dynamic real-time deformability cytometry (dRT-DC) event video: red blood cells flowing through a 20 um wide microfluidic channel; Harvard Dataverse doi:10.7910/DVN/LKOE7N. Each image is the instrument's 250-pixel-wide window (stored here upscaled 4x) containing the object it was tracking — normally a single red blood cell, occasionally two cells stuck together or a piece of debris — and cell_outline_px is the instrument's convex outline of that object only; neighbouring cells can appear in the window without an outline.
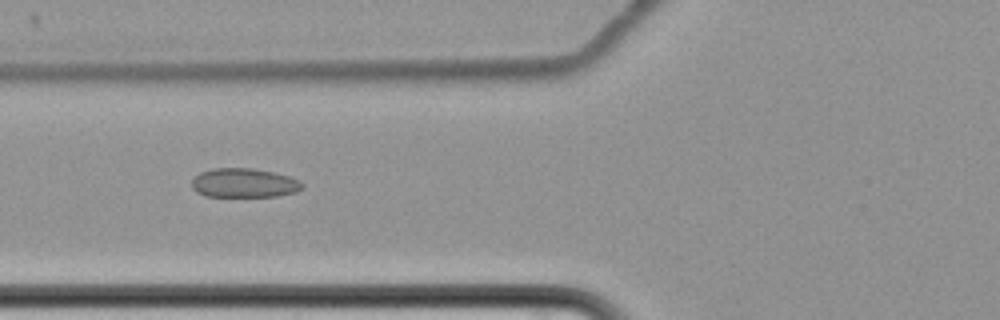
{"species": "common noctule bat (a hibernating species)", "species_latin": "Nyctalus noctula", "temperature_condition": "cold", "stored_images_in_passage": 3, "camera_frame_rate_fps": 3000, "um_per_image_px": 0.085, "animal": {"sex": "female", "body_mass_g": 22.7, "forearm_length_mm": 54.2}, "frame": {"image": 1, "passage_image": 2, "time_ms": 1.333, "image_size_px": [1000, 320], "cell_outline_px": [[304, 188], [296, 192], [276, 196], [204, 196], [196, 192], [192, 188], [192, 180], [200, 172], [212, 168], [252, 168], [272, 172], [288, 176], [300, 180], [304, 184]], "centroid_in_image_um": [20.75, 15.55], "position_along_channel_um": 105.0, "area_um2": 18.84}}
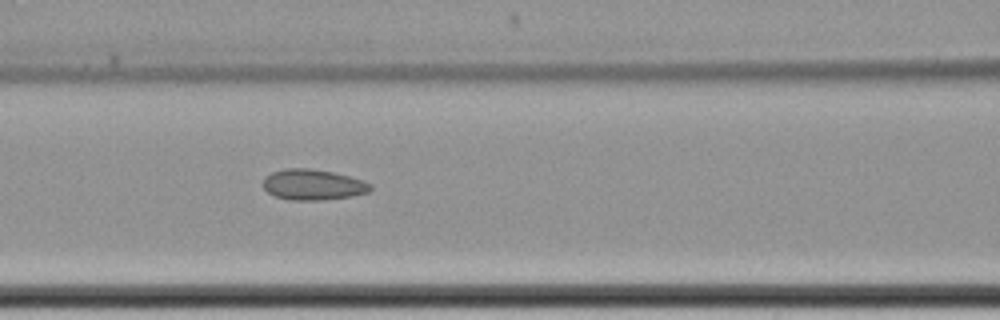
{"frame": {"image": 2, "passage_image": 3, "time_ms": 2.333, "image_size_px": [1000, 320], "cell_outline_px": [[372, 188], [368, 192], [352, 196], [320, 200], [288, 200], [276, 196], [268, 192], [264, 188], [264, 176], [272, 172], [284, 168], [312, 168], [332, 172], [364, 180], [372, 184]], "centroid_in_image_um": [26.61, 15.69], "position_along_channel_um": 140.0, "area_um2": 19.25}}